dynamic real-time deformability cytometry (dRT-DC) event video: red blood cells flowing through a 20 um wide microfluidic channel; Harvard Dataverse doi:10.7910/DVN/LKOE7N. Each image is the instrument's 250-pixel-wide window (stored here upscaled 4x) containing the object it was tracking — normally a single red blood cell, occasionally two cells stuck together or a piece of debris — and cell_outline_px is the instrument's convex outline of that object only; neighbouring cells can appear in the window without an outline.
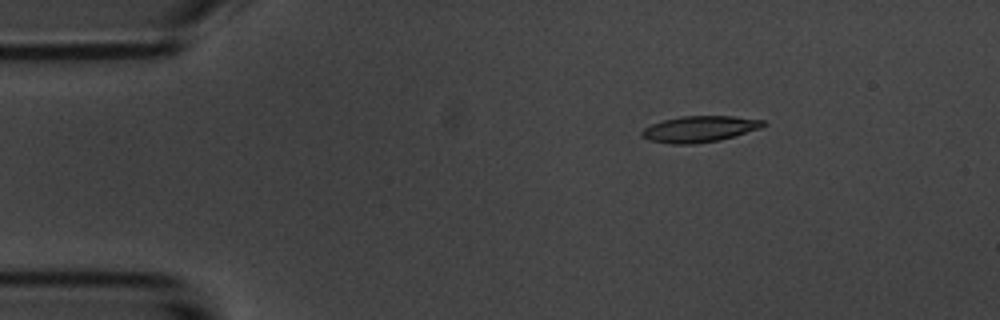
{"species": "common noctule bat (a hibernating species)", "species_latin": "Nyctalus noctula", "temperature_condition": "room temperature", "stored_images_in_passage": 47, "camera_frame_rate_fps": 3000, "um_per_image_px": 0.085, "animal": {"sex": "male", "body_mass_g": 20.1, "forearm_length_mm": 53.5}, "frame": {"image": 1, "passage_image": 1, "time_ms": 0.0, "image_size_px": [1000, 320], "cell_outline_px": [[768, 124], [760, 128], [720, 140], [696, 144], [672, 144], [648, 140], [640, 136], [640, 132], [644, 128], [652, 124], [664, 120], [680, 116], [732, 116], [764, 120]], "centroid_in_image_um": [59.44, 10.97], "position_along_channel_um": 25.6, "area_um2": 18.55}}
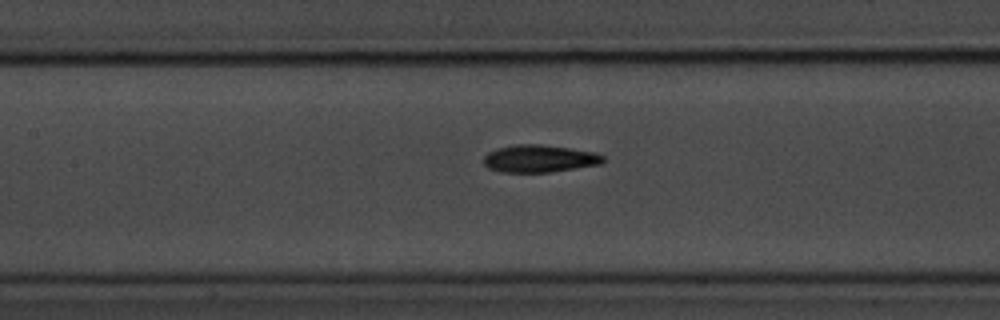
{"frame": {"image": 2, "passage_image": 17, "time_ms": 5.333, "image_size_px": [1000, 320], "cell_outline_px": [[604, 160], [600, 164], [548, 172], [500, 172], [488, 168], [484, 164], [484, 156], [488, 152], [496, 148], [516, 144], [540, 144], [596, 152], [604, 156]], "centroid_in_image_um": [45.81, 13.47], "position_along_channel_um": 161.6, "area_um2": 19.02}}
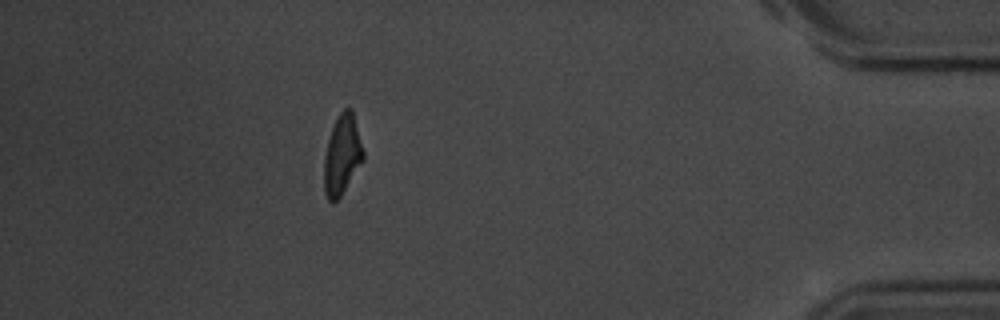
{"frame": {"image": 3, "passage_image": 41, "time_ms": 13.333, "image_size_px": [1000, 320], "cell_outline_px": [[364, 160], [340, 196], [332, 204], [328, 200], [324, 192], [324, 156], [328, 140], [332, 128], [340, 112], [344, 108], [352, 108], [364, 152]], "centroid_in_image_um": [29.08, 13.17], "position_along_channel_um": 406.1, "area_um2": 18.15}, "authors_computed_cell_mechanics": {"area_um2": 18.5538, "velocity_mm_per_s": 3.6947, "shape_relaxation_time_tau1_ms": 3.1343, "shape_relaxation_time_tau2_ms": 3.181, "deformation_change_tau1": 0.1421, "deformation_change_tau2": 0.1076}}